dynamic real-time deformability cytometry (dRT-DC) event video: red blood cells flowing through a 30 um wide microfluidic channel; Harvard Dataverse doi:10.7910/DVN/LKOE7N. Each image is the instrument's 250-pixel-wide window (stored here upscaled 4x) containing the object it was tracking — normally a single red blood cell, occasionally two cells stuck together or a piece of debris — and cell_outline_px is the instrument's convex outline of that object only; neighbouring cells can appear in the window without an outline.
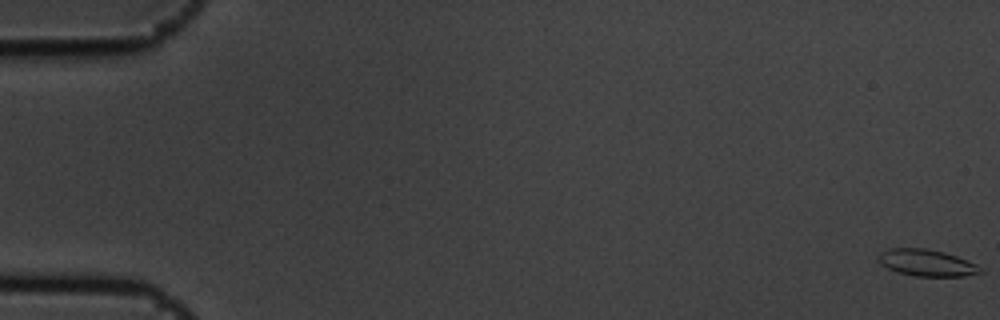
{"species": "common noctule bat (a hibernating species)", "species_latin": "Nyctalus noctula", "temperature_condition": "cold", "stored_images_in_passage": 6, "camera_frame_rate_fps": 3000, "um_per_image_px": 0.085, "animal": {"sex": "male", "body_mass_g": 19.5, "forearm_length_mm": 54.6}, "frame": {"image": 1, "passage_image": 1, "time_ms": 0.0, "image_size_px": [1000, 320], "cell_outline_px": [[984, 272], [964, 276], [916, 276], [896, 272], [888, 268], [880, 260], [880, 252], [888, 248], [924, 248], [944, 252], [956, 256], [976, 264]], "centroid_in_image_um": [78.79, 22.34], "position_along_channel_um": 6.2, "area_um2": 15.61}}